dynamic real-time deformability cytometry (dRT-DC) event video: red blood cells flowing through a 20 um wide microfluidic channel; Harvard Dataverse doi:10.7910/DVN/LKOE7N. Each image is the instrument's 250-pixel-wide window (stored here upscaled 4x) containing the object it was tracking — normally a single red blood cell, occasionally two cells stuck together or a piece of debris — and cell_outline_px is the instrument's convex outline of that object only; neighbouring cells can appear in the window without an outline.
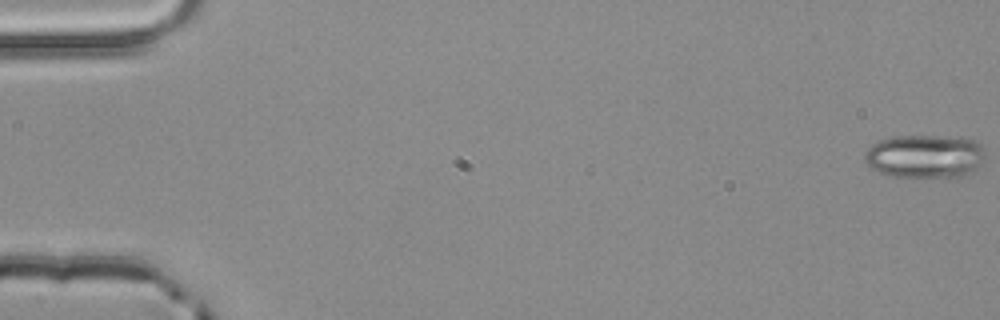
{"species": "common noctule bat (a hibernating species)", "species_latin": "Nyctalus noctula", "temperature_condition": "room temperature", "stored_images_in_passage": 3, "camera_frame_rate_fps": 3000, "um_per_image_px": 0.085, "animal": {"sex": "male", "body_mass_g": 20.4}, "frame": {"image": 1, "passage_image": 1, "time_ms": 0.0, "image_size_px": [1000, 320], "cell_outline_px": [[984, 160], [972, 172], [956, 180], [912, 180], [892, 176], [880, 172], [872, 168], [864, 160], [864, 152], [872, 144], [880, 140], [892, 136], [968, 136], [984, 144]], "centroid_in_image_um": [78.69, 13.34], "position_along_channel_um": 6.3, "area_um2": 32.48}}